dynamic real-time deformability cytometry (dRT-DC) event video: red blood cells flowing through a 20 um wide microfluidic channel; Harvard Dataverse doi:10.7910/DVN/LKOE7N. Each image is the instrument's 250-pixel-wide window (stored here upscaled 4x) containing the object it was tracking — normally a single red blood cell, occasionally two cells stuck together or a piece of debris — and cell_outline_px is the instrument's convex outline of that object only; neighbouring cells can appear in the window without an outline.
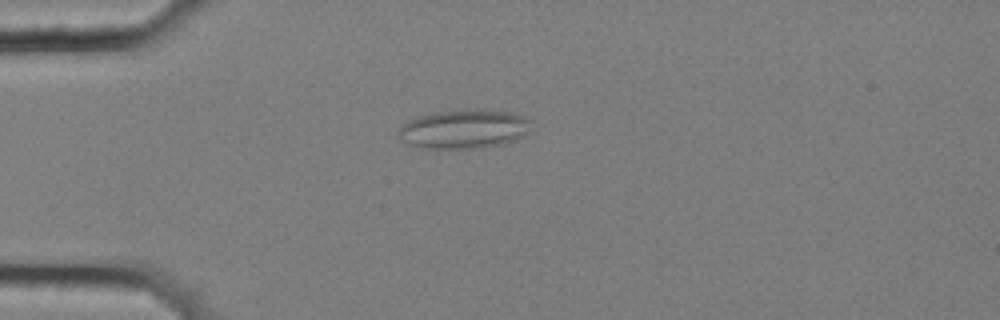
{"species": "common noctule bat (a hibernating species)", "species_latin": "Nyctalus noctula", "temperature_condition": "cold", "stored_images_in_passage": 7, "camera_frame_rate_fps": 3000, "um_per_image_px": 0.085, "animal": {"sex": "female", "body_mass_g": 25.1}, "frame": {"image": 1, "passage_image": 5, "time_ms": 1.333, "image_size_px": [1000, 320], "cell_outline_px": [[532, 120], [528, 132], [504, 144], [480, 148], [420, 148], [412, 144], [400, 136], [396, 132], [408, 120], [416, 116], [460, 108], [484, 108], [512, 112], [524, 116]], "centroid_in_image_um": [39.48, 10.93], "position_along_channel_um": 45.5, "area_um2": 30.46}}